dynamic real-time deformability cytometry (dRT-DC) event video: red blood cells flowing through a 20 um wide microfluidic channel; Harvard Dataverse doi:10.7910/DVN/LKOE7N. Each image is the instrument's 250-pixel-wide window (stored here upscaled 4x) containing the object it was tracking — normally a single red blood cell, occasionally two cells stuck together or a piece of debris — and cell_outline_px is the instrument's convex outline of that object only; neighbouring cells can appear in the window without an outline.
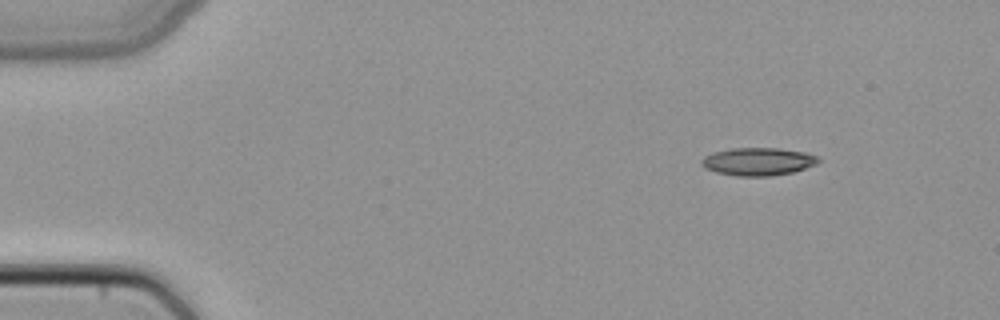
{"species": "common noctule bat (a hibernating species)", "species_latin": "Nyctalus noctula", "temperature_condition": "cold", "stored_images_in_passage": 6, "camera_frame_rate_fps": 3000, "um_per_image_px": 0.085, "animal": {"sex": "female", "body_mass_g": 22.7, "forearm_length_mm": 54.2}, "frame": {"image": 1, "passage_image": 1, "time_ms": 0.0, "image_size_px": [1000, 320], "cell_outline_px": [[820, 160], [816, 164], [792, 172], [772, 176], [736, 176], [716, 172], [704, 168], [700, 164], [700, 160], [704, 156], [712, 152], [732, 148], [780, 148], [808, 152], [820, 156]], "centroid_in_image_um": [64.43, 13.72], "position_along_channel_um": 20.6, "area_um2": 19.25}}